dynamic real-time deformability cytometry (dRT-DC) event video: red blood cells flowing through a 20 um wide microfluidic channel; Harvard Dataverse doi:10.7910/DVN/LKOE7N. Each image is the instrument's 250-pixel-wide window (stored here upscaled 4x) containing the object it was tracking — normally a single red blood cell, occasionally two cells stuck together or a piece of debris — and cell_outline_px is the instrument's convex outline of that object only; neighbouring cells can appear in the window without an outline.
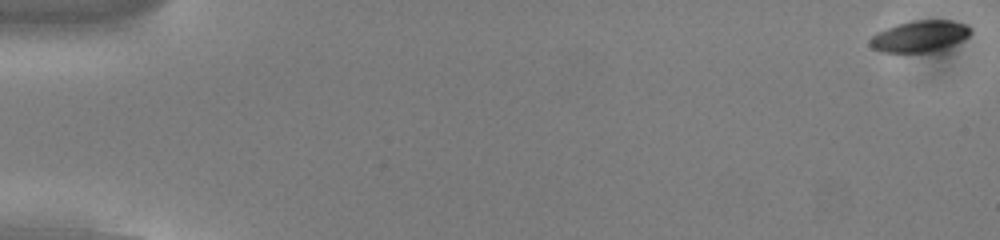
{"species": "common noctule bat (a hibernating species)", "species_latin": "Nyctalus noctula", "temperature_condition": "cold", "stored_images_in_passage": 54, "camera_frame_rate_fps": 3000, "um_per_image_px": 0.085, "animal": {"sex": "male", "body_mass_g": 13.0, "forearm_length_mm": 53.1}, "frame": {"image": 1, "passage_image": 1, "time_ms": 0.0, "image_size_px": [1000, 240], "cell_outline_px": [[972, 32], [968, 36], [952, 44], [928, 52], [880, 52], [872, 48], [868, 44], [872, 36], [876, 32], [896, 24], [916, 20], [948, 20], [964, 24], [972, 28]], "centroid_in_image_um": [78.12, 3.07], "position_along_channel_um": 6.9, "area_um2": 18.15}}
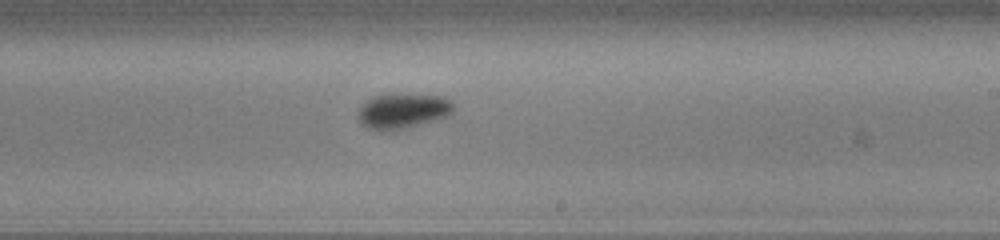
{"frame": {"image": 2, "passage_image": 33, "time_ms": 10.667, "image_size_px": [1000, 240], "cell_outline_px": [[452, 112], [448, 116], [436, 120], [392, 132], [380, 132], [368, 128], [360, 124], [360, 108], [368, 100], [376, 96], [396, 92], [444, 96], [452, 100]], "centroid_in_image_um": [34.27, 9.43], "position_along_channel_um": 254.7, "area_um2": 20.06}}
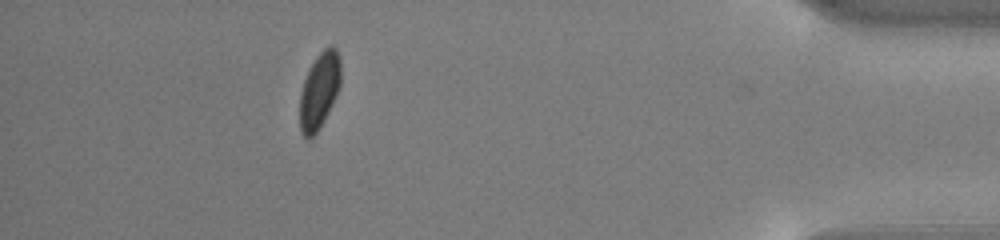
{"frame": {"image": 3, "passage_image": 49, "time_ms": 16.0, "image_size_px": [1000, 240], "cell_outline_px": [[340, 84], [316, 132], [312, 136], [304, 136], [300, 132], [300, 92], [308, 68], [316, 56], [324, 48], [332, 44], [336, 48], [340, 60]], "centroid_in_image_um": [27.11, 7.6], "position_along_channel_um": 408.1, "area_um2": 17.57}, "authors_computed_cell_mechanics": {"area_um2": 18.2359, "velocity_mm_per_s": 3.8283, "shape_relaxation_time_tau1_ms": 2.7717, "shape_relaxation_time_tau2_ms": null, "deformation_change_tau1": 0.1005, "deformation_change_tau2": null}}